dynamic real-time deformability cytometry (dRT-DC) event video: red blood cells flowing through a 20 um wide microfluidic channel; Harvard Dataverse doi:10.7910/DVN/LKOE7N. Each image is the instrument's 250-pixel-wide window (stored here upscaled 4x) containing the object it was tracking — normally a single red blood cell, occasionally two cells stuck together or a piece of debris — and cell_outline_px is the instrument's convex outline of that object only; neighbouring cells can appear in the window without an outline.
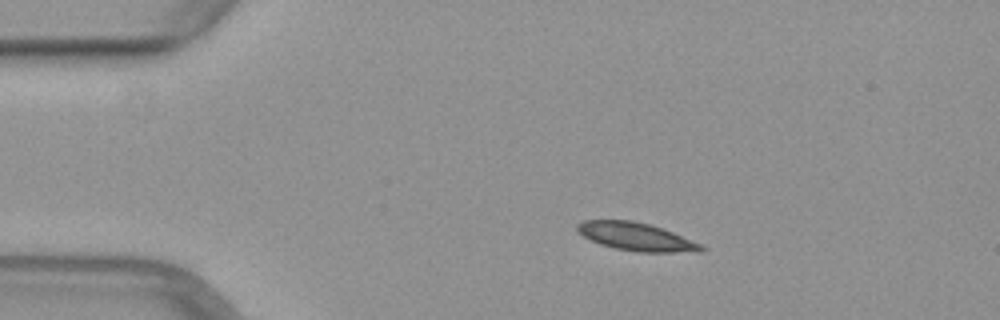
{"species": "common noctule bat (a hibernating species)", "species_latin": "Nyctalus noctula", "temperature_condition": "warm", "stored_images_in_passage": 50, "camera_frame_rate_fps": 3000, "um_per_image_px": 0.085, "animal": {"sex": "female", "body_mass_g": 29.2, "forearm_length_mm": 56.3}, "frame": {"image": 1, "passage_image": 9, "time_ms": 2.667, "image_size_px": [1000, 320], "cell_outline_px": [[704, 248], [700, 252], [636, 252], [616, 248], [600, 244], [576, 232], [576, 224], [584, 220], [632, 220], [648, 224], [672, 232], [704, 244]], "centroid_in_image_um": [54.08, 20.12], "position_along_channel_um": 30.9, "area_um2": 20.23}}
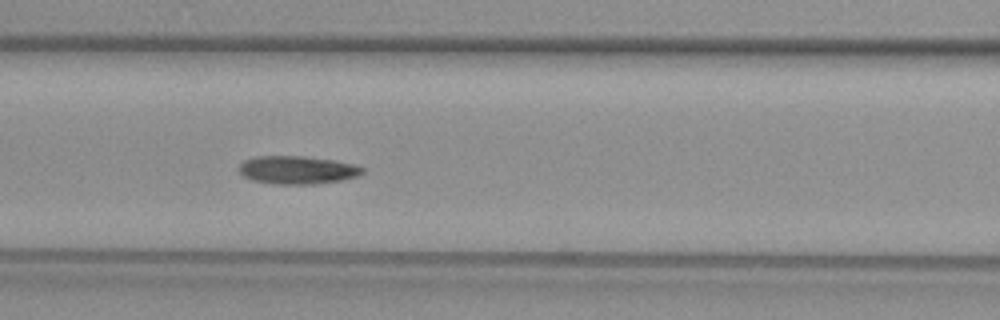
{"frame": {"image": 2, "passage_image": 21, "time_ms": 6.667, "image_size_px": [1000, 320], "cell_outline_px": [[364, 172], [360, 176], [340, 180], [312, 184], [272, 184], [252, 180], [244, 176], [240, 172], [240, 164], [244, 160], [256, 156], [300, 156], [332, 160], [356, 164], [364, 168]], "centroid_in_image_um": [25.29, 14.45], "position_along_channel_um": 141.3, "area_um2": 20.17}}
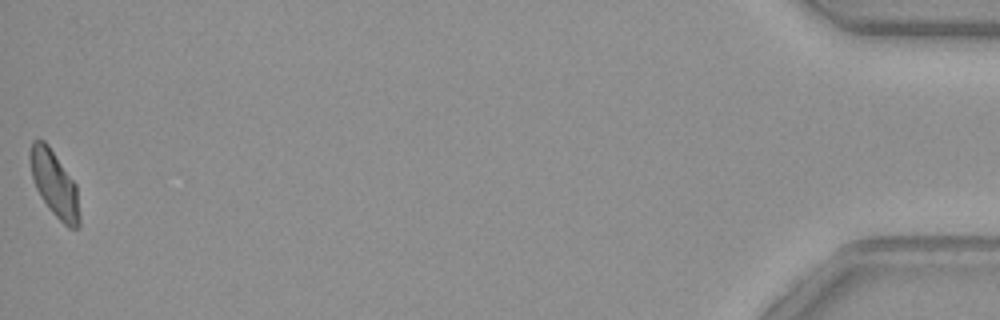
{"frame": {"image": 3, "passage_image": 50, "time_ms": 16.333, "image_size_px": [1000, 320], "cell_outline_px": [[80, 228], [68, 228], [48, 208], [40, 196], [36, 188], [32, 176], [28, 160], [28, 152], [32, 140], [44, 140], [48, 144], [76, 184], [80, 216]], "centroid_in_image_um": [4.61, 15.62], "position_along_channel_um": 430.6, "area_um2": 19.19}}